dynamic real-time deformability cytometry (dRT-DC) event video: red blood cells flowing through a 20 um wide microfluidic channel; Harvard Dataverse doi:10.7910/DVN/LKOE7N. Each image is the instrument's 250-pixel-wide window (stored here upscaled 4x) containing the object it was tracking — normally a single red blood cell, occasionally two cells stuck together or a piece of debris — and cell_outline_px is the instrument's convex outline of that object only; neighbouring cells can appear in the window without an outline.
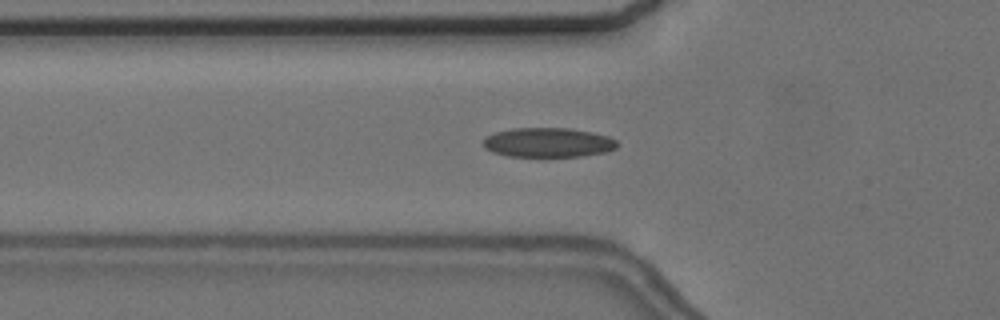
{"species": "common noctule bat (a hibernating species)", "species_latin": "Nyctalus noctula", "temperature_condition": "cold", "stored_images_in_passage": 57, "camera_frame_rate_fps": 3000, "um_per_image_px": 0.085, "animal": {"sex": "female", "body_mass_g": 24.6, "forearm_length_mm": 56.2}, "frame": {"image": 1, "passage_image": 20, "time_ms": 6.333, "image_size_px": [1000, 320], "cell_outline_px": [[620, 144], [616, 148], [608, 152], [580, 156], [508, 156], [492, 152], [484, 148], [484, 136], [496, 132], [512, 128], [568, 128], [592, 132], [608, 136], [616, 140]], "centroid_in_image_um": [46.6, 12.11], "position_along_channel_um": 79.2, "area_um2": 23.12}}
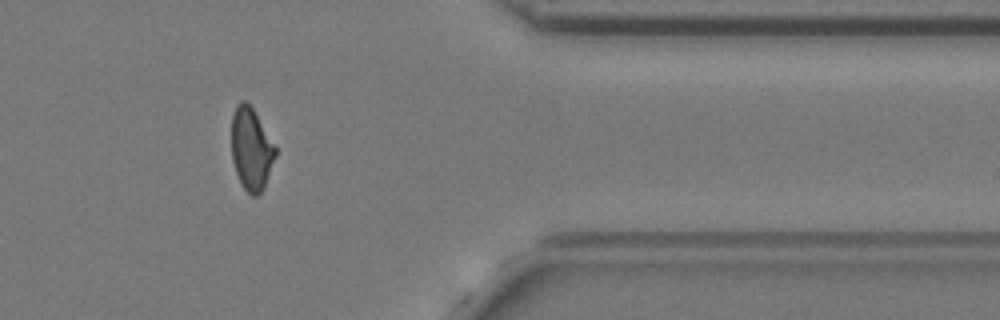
{"frame": {"image": 2, "passage_image": 47, "time_ms": 15.333, "image_size_px": [1000, 320], "cell_outline_px": [[276, 156], [264, 188], [256, 196], [252, 196], [240, 184], [232, 160], [232, 116], [236, 104], [240, 100], [244, 100], [252, 108], [276, 148]], "centroid_in_image_um": [21.34, 12.69], "position_along_channel_um": 390.1, "area_um2": 20.87}}
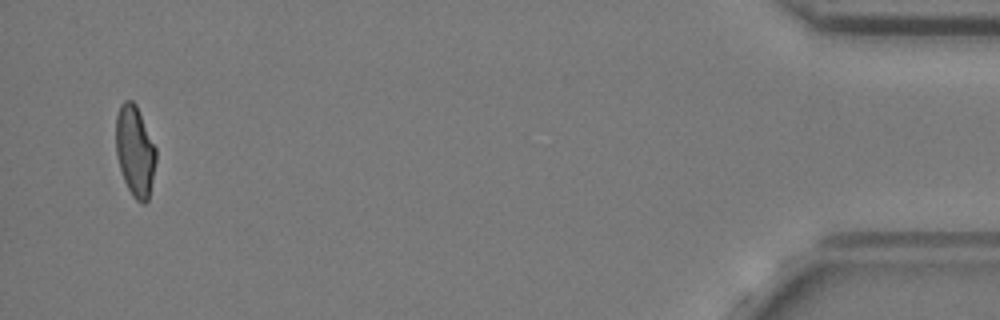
{"frame": {"image": 3, "passage_image": 55, "time_ms": 18.0, "image_size_px": [1000, 320], "cell_outline_px": [[156, 160], [148, 200], [144, 204], [140, 204], [132, 196], [124, 180], [120, 168], [116, 152], [116, 116], [120, 104], [124, 100], [132, 100], [136, 104], [156, 148]], "centroid_in_image_um": [11.47, 12.83], "position_along_channel_um": 423.7, "area_um2": 21.15}, "authors_computed_cell_mechanics": {"area_um2": 21.7328, "velocity_mm_per_s": 3.6581, "shape_relaxation_time_tau1_ms": 10.2553, "shape_relaxation_time_tau2_ms": 2.8537, "deformation_change_tau1": 0.2326, "deformation_change_tau2": 0.0797}}